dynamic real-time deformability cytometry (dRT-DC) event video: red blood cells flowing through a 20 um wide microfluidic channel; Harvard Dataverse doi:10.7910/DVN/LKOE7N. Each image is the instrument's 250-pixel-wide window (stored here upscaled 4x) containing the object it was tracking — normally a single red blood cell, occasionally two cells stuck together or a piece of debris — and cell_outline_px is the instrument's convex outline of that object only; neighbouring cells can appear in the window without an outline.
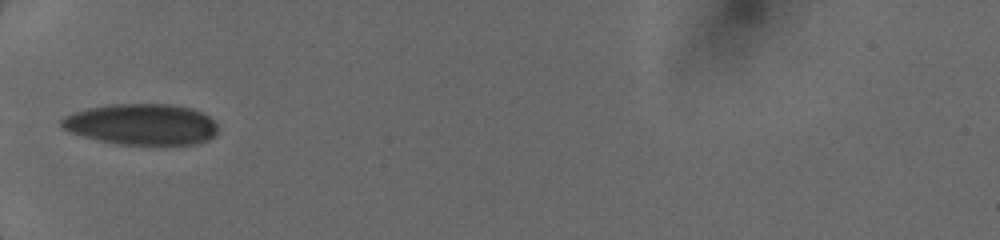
{"species": "human", "species_latin": "Homo sapiens", "temperature_condition": "cold", "stored_images_in_passage": 3, "camera_frame_rate_fps": 3000, "um_per_image_px": 0.085, "donor": {"sex": "female"}, "frame": {"image": 1, "passage_image": 1, "time_ms": 0.0, "image_size_px": [1000, 240], "cell_outline_px": [[216, 132], [208, 140], [196, 144], [120, 144], [100, 140], [68, 132], [60, 124], [60, 120], [64, 116], [72, 112], [88, 108], [112, 104], [168, 104], [192, 108], [208, 116], [216, 124]], "centroid_in_image_um": [12.0, 10.56], "position_along_channel_um": 73.0, "area_um2": 37.17}}